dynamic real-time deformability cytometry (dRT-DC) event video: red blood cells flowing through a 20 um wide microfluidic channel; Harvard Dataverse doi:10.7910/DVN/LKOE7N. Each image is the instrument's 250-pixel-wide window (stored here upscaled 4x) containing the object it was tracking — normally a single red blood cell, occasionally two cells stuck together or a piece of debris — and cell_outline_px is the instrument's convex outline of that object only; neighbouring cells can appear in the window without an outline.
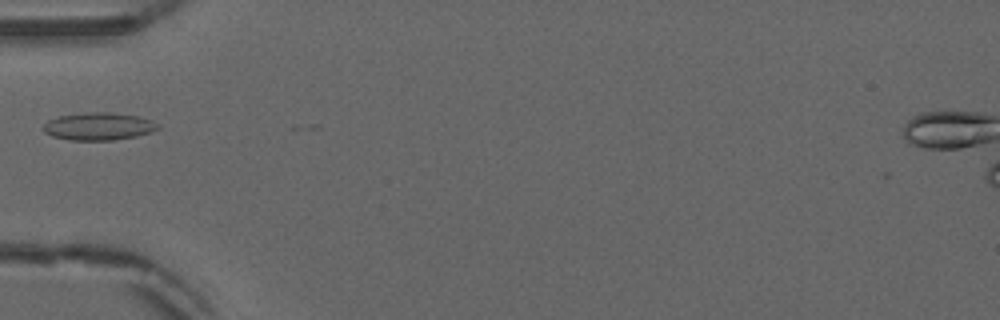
{"species": "common noctule bat (a hibernating species)", "species_latin": "Nyctalus noctula", "temperature_condition": "warm", "stored_images_in_passage": 36, "camera_frame_rate_fps": 3000, "um_per_image_px": 0.085, "animal": {"sex": "male", "forearm_length_mm": 52.5}, "frame": {"image": 1, "passage_image": 1, "time_ms": 0.0, "image_size_px": [1000, 320], "cell_outline_px": [[160, 128], [152, 132], [136, 136], [112, 140], [68, 140], [52, 136], [44, 132], [40, 128], [48, 120], [60, 116], [88, 112], [108, 112], [136, 116], [152, 120], [160, 124]], "centroid_in_image_um": [8.38, 10.75], "position_along_channel_um": 76.6, "area_um2": 18.5}}
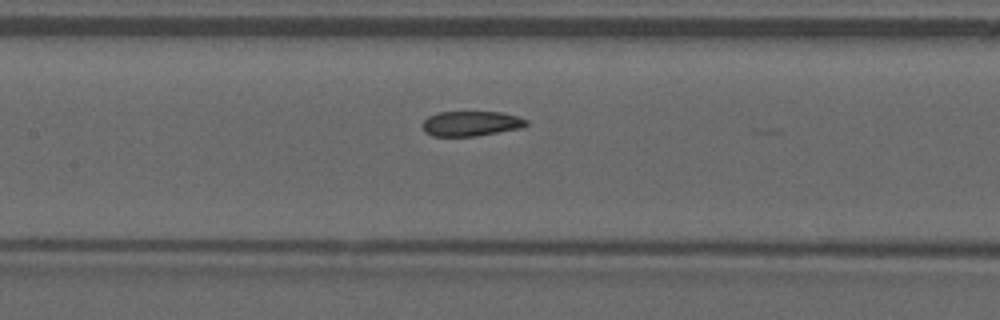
{"frame": {"image": 2, "passage_image": 8, "time_ms": 2.333, "image_size_px": [1000, 320], "cell_outline_px": [[528, 124], [524, 128], [476, 136], [432, 136], [424, 132], [424, 120], [428, 116], [436, 112], [500, 112], [516, 116], [528, 120]], "centroid_in_image_um": [40.06, 10.5], "position_along_channel_um": 167.3, "area_um2": 15.2}}
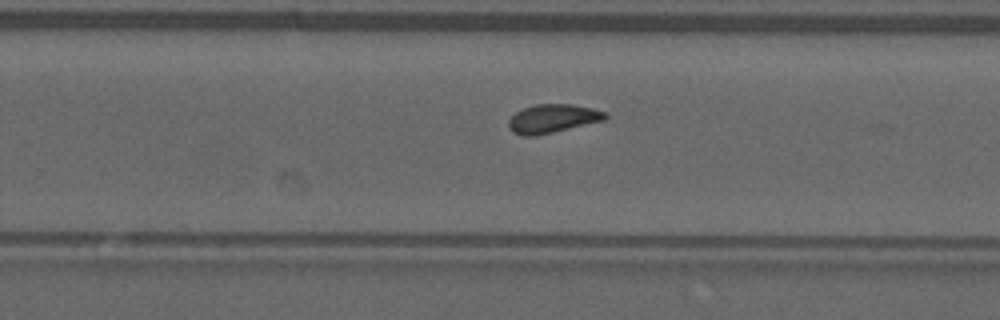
{"frame": {"image": 3, "passage_image": 17, "time_ms": 5.333, "image_size_px": [1000, 320], "cell_outline_px": [[608, 116], [604, 120], [552, 132], [532, 136], [524, 136], [512, 132], [508, 124], [508, 120], [516, 112], [524, 108], [536, 104], [572, 104], [592, 108], [604, 112]], "centroid_in_image_um": [46.95, 10.07], "position_along_channel_um": 282.9, "area_um2": 15.84}}